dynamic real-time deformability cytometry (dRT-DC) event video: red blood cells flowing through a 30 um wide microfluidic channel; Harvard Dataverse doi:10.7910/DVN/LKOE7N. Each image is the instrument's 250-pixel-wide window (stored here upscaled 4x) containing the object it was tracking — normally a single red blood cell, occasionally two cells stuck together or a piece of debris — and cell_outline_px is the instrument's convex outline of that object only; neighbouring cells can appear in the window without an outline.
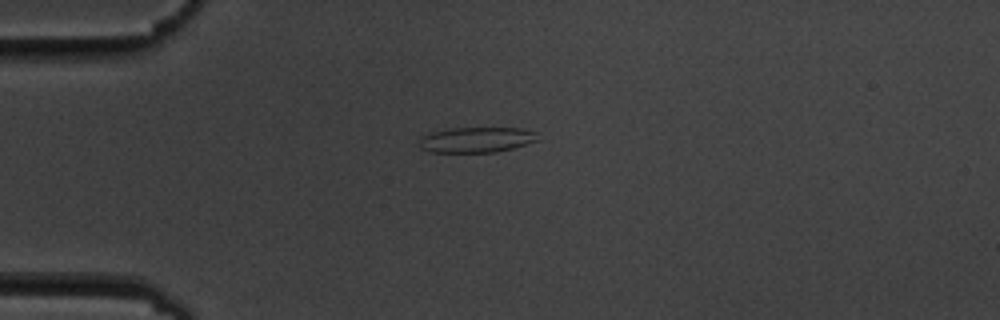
{"species": "common noctule bat (a hibernating species)", "species_latin": "Nyctalus noctula", "temperature_condition": "cold", "stored_images_in_passage": 7, "camera_frame_rate_fps": 3000, "um_per_image_px": 0.085, "animal": {"sex": "male", "body_mass_g": 19.5, "forearm_length_mm": 54.6}, "frame": {"image": 1, "passage_image": 4, "time_ms": 4.333, "image_size_px": [1000, 320], "cell_outline_px": [[540, 140], [512, 148], [496, 152], [432, 152], [420, 148], [420, 140], [424, 136], [432, 132], [452, 128], [520, 128], [536, 132]], "centroid_in_image_um": [40.54, 11.88], "position_along_channel_um": 44.5, "area_um2": 17.4}}
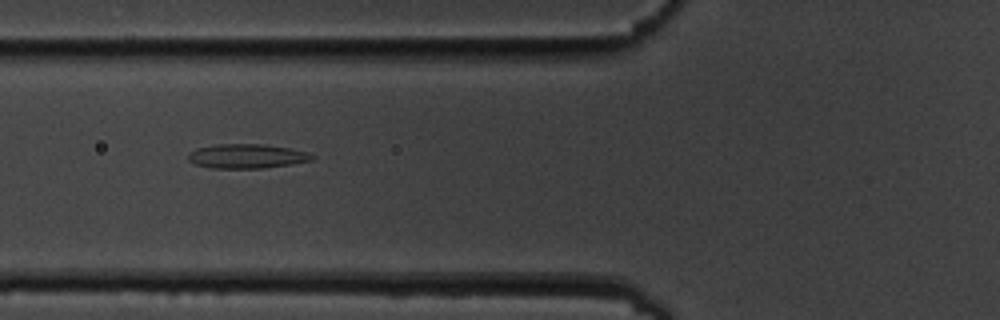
{"frame": {"image": 2, "passage_image": 6, "time_ms": 6.667, "image_size_px": [1000, 320], "cell_outline_px": [[316, 156], [312, 160], [292, 164], [264, 168], [212, 168], [196, 164], [188, 160], [188, 152], [196, 148], [216, 144], [264, 144], [288, 148], [308, 152]], "centroid_in_image_um": [20.98, 13.27], "position_along_channel_um": 104.8, "area_um2": 17.63}}
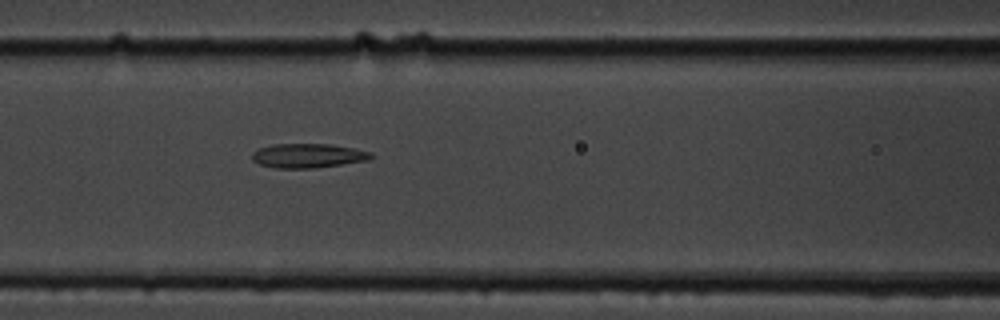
{"frame": {"image": 3, "passage_image": 7, "time_ms": 7.667, "image_size_px": [1000, 320], "cell_outline_px": [[372, 156], [368, 160], [316, 168], [276, 168], [260, 164], [252, 160], [252, 152], [260, 148], [272, 144], [328, 144], [352, 148], [372, 152]], "centroid_in_image_um": [26.15, 13.23], "position_along_channel_um": 140.4, "area_um2": 16.7}}